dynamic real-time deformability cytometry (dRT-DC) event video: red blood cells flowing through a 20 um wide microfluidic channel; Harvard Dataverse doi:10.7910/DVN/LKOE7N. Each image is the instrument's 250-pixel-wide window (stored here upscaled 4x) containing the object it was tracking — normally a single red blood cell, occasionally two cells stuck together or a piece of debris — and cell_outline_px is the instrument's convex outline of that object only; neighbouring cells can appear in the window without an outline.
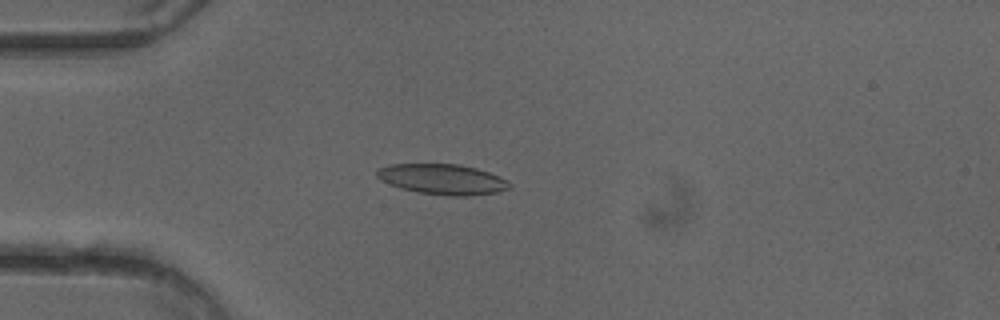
{"species": "common noctule bat (a hibernating species)", "species_latin": "Nyctalus noctula", "temperature_condition": "cold", "stored_images_in_passage": 30, "camera_frame_rate_fps": 3000, "um_per_image_px": 0.085, "animal": {"sex": "female"}, "frame": {"image": 1, "passage_image": 1, "time_ms": 0.0, "image_size_px": [1000, 320], "cell_outline_px": [[512, 184], [508, 188], [500, 192], [468, 196], [448, 196], [420, 192], [400, 188], [380, 180], [376, 176], [376, 172], [380, 168], [388, 164], [460, 164], [476, 168], [500, 176], [508, 180]], "centroid_in_image_um": [37.63, 15.24], "position_along_channel_um": 47.4, "area_um2": 23.58}}
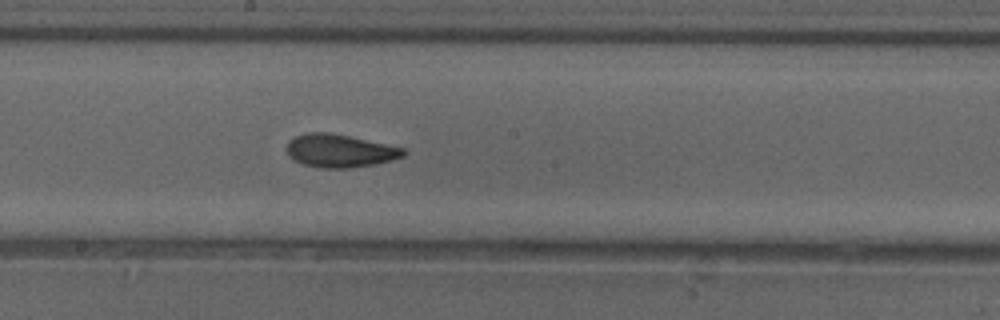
{"frame": {"image": 2, "passage_image": 15, "time_ms": 4.667, "image_size_px": [1000, 320], "cell_outline_px": [[408, 152], [404, 156], [392, 160], [376, 164], [348, 168], [320, 168], [304, 164], [292, 160], [288, 156], [288, 140], [296, 136], [308, 132], [328, 132], [348, 136], [404, 148]], "centroid_in_image_um": [28.88, 12.82], "position_along_channel_um": 219.3, "area_um2": 22.43}}
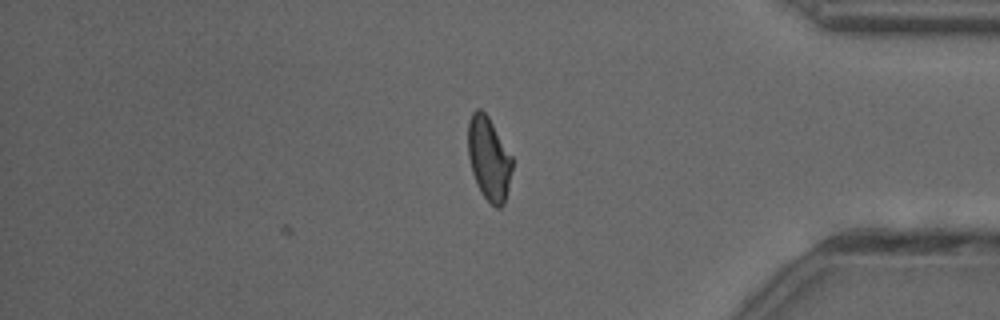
{"frame": {"image": 3, "passage_image": 30, "time_ms": 9.667, "image_size_px": [1000, 320], "cell_outline_px": [[512, 168], [508, 188], [504, 204], [500, 208], [496, 208], [480, 192], [476, 184], [472, 172], [468, 156], [468, 120], [472, 112], [476, 108], [480, 108], [488, 116], [512, 156]], "centroid_in_image_um": [41.54, 13.47], "position_along_channel_um": 393.7, "area_um2": 21.5}, "authors_computed_cell_mechanics": {"area_um2": 21.964, "velocity_mm_per_s": 4.0187, "shape_relaxation_time_tau1_ms": 4.6315, "shape_relaxation_time_tau2_ms": 2.0597, "deformation_change_tau1": 0.1411, "deformation_change_tau2": 0.0854}}